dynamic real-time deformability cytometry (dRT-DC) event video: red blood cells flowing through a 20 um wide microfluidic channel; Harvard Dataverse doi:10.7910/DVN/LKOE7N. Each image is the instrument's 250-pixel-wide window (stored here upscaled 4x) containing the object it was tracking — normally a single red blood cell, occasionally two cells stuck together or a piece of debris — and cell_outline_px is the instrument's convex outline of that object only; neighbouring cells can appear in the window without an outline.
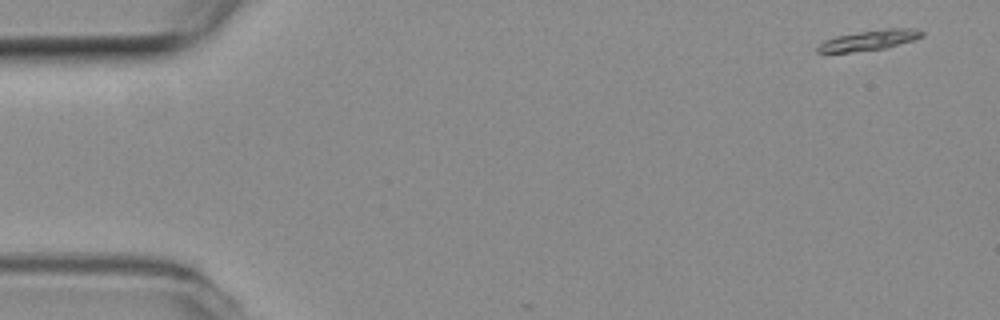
{"species": "common noctule bat (a hibernating species)", "species_latin": "Nyctalus noctula", "temperature_condition": "room temperature", "stored_images_in_passage": 6, "camera_frame_rate_fps": 3000, "um_per_image_px": 0.085, "animal": {"sex": "female", "body_mass_g": 19.3, "forearm_length_mm": 54.1}, "frame": {"image": 1, "passage_image": 1, "time_ms": 0.0, "image_size_px": [1000, 320], "cell_outline_px": [[924, 36], [888, 48], [852, 52], [816, 52], [816, 48], [824, 40], [836, 36], [860, 32], [888, 28], [916, 28], [924, 32]], "centroid_in_image_um": [73.91, 3.41], "position_along_channel_um": 11.1, "area_um2": 12.25}}